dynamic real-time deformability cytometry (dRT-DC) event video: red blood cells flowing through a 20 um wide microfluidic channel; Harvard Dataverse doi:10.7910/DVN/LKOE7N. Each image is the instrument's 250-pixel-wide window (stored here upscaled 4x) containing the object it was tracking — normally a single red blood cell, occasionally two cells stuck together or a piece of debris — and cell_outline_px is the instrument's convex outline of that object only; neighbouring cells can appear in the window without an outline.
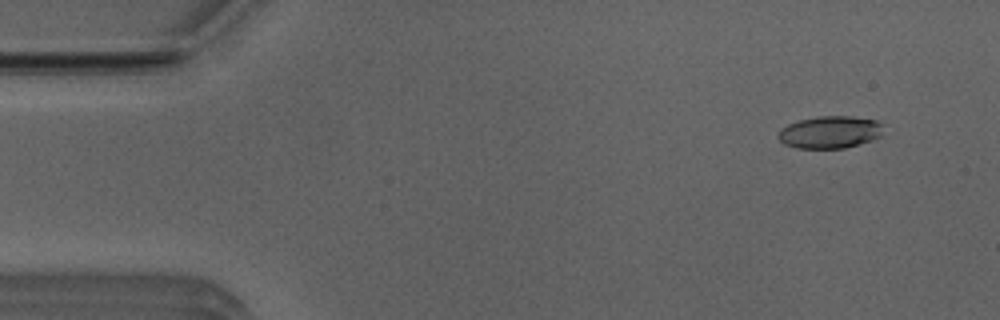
{"species": "Egyptian fruit bat (a non-hibernating species)", "species_latin": "Rousettus aegyptiacus", "temperature_condition": "room temperature", "stored_images_in_passage": 51, "camera_frame_rate_fps": 3000, "um_per_image_px": 0.085, "animal": {"sex": "male"}, "frame": {"image": 1, "passage_image": 4, "time_ms": 1.0, "image_size_px": [1000, 320], "cell_outline_px": [[880, 136], [872, 140], [844, 148], [796, 148], [784, 144], [776, 136], [780, 128], [788, 124], [800, 120], [816, 116], [852, 116], [876, 120], [880, 124]], "centroid_in_image_um": [70.48, 11.23], "position_along_channel_um": 14.5, "area_um2": 19.71}}
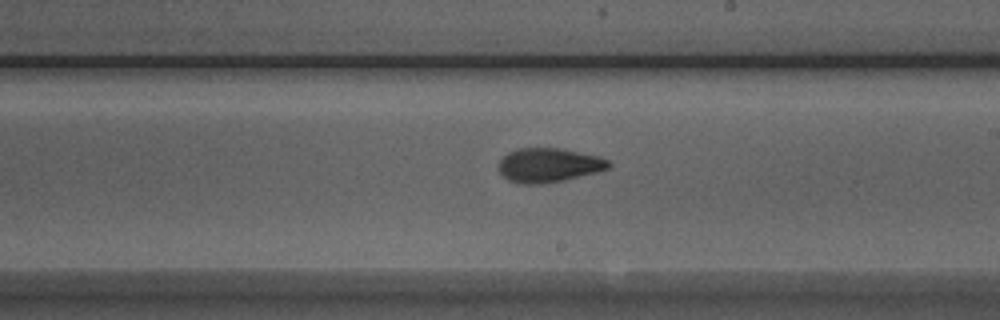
{"frame": {"image": 2, "passage_image": 29, "time_ms": 9.333, "image_size_px": [1000, 320], "cell_outline_px": [[612, 164], [608, 168], [596, 172], [564, 180], [544, 184], [516, 184], [508, 180], [500, 172], [500, 160], [508, 152], [516, 148], [560, 148], [600, 156], [608, 160]], "centroid_in_image_um": [46.64, 14.04], "position_along_channel_um": 242.4, "area_um2": 21.96}}
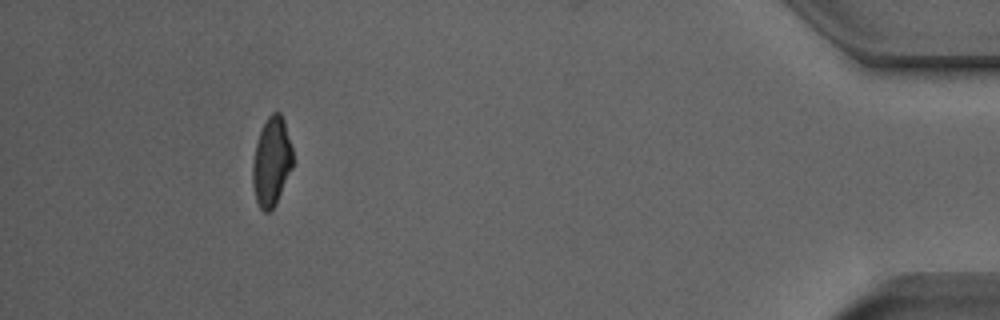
{"frame": {"image": 3, "passage_image": 47, "time_ms": 15.333, "image_size_px": [1000, 320], "cell_outline_px": [[292, 168], [276, 204], [268, 212], [264, 212], [260, 208], [256, 200], [252, 184], [252, 164], [256, 144], [260, 132], [268, 116], [272, 112], [280, 112], [284, 120], [292, 148]], "centroid_in_image_um": [23.07, 13.75], "position_along_channel_um": 412.1, "area_um2": 20.69}, "authors_computed_cell_mechanics": {"area_um2": 20.9814, "velocity_mm_per_s": 3.9622, "shape_relaxation_time_tau1_ms": 5.704, "shape_relaxation_time_tau2_ms": 2.3298, "deformation_change_tau1": 0.1843, "deformation_change_tau2": 0.0935}}